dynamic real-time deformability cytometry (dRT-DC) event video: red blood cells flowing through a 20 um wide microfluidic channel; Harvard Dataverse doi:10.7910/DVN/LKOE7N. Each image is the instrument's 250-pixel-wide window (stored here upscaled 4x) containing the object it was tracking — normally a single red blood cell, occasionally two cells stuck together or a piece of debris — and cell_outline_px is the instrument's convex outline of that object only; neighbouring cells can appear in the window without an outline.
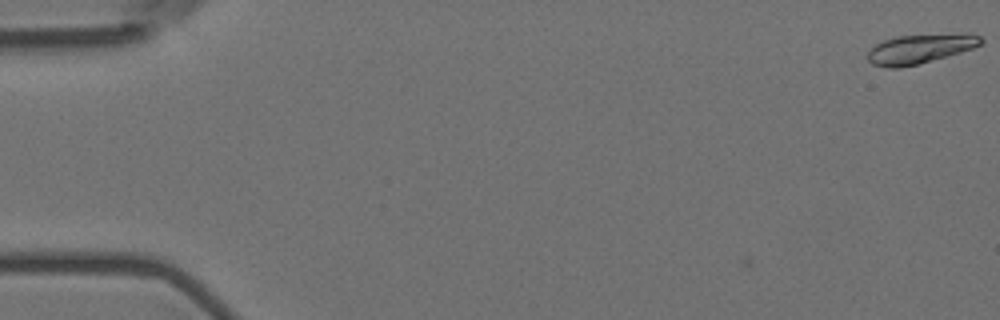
{"species": "Egyptian fruit bat (a non-hibernating species)", "species_latin": "Rousettus aegyptiacus", "temperature_condition": "room temperature", "stored_images_in_passage": 5, "camera_frame_rate_fps": 3000, "um_per_image_px": 0.085, "animal": {"sex": "female"}, "frame": {"image": 1, "passage_image": 5, "time_ms": 1.333, "image_size_px": [1000, 320], "cell_outline_px": [[984, 40], [980, 44], [972, 48], [960, 52], [916, 64], [900, 68], [888, 68], [872, 64], [868, 60], [868, 52], [876, 44], [884, 40], [900, 36], [968, 32], [972, 32], [980, 36]], "centroid_in_image_um": [78.24, 4.12], "position_along_channel_um": 6.8, "area_um2": 19.31}}